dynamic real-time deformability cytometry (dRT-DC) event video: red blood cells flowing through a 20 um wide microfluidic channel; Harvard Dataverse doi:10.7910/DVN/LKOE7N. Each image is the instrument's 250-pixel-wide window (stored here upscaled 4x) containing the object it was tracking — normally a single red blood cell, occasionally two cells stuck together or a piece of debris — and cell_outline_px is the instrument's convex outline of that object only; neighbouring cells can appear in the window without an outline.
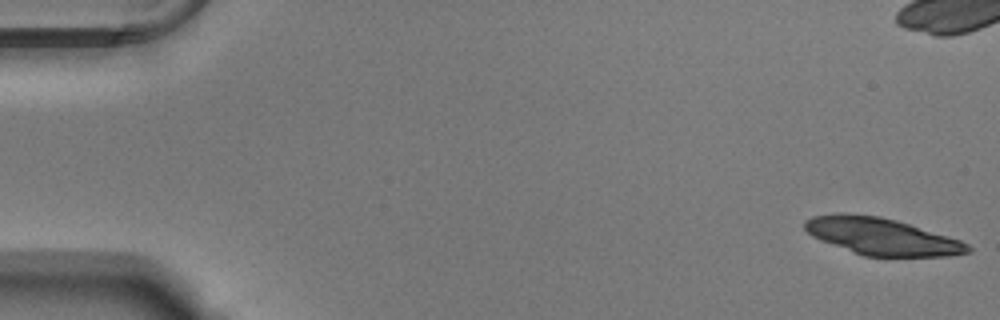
{"species": "Egyptian fruit bat (a non-hibernating species)", "species_latin": "Rousettus aegyptiacus", "temperature_condition": "warm", "stored_images_in_passage": 55, "camera_frame_rate_fps": 3000, "um_per_image_px": 0.085, "animal": {"sex": "male"}, "frame": {"image": 1, "passage_image": 1, "time_ms": 0.0, "image_size_px": [1000, 320], "cell_outline_px": [[972, 252], [948, 256], [864, 256], [820, 240], [812, 236], [804, 228], [804, 220], [812, 216], [836, 212], [844, 212], [880, 216], [896, 220], [960, 240], [968, 244], [972, 248]], "centroid_in_image_um": [74.9, 20.08], "position_along_channel_um": 10.1, "area_um2": 35.14}, "authors_computed_cell_mechanics": {"area_um2": 21.2126, "velocity_mm_per_s": 3.7605, "shape_relaxation_time_tau1_ms": 5.5469, "shape_relaxation_time_tau2_ms": 3.1147, "deformation_change_tau1": 0.207, "deformation_change_tau2": 0.1035}}